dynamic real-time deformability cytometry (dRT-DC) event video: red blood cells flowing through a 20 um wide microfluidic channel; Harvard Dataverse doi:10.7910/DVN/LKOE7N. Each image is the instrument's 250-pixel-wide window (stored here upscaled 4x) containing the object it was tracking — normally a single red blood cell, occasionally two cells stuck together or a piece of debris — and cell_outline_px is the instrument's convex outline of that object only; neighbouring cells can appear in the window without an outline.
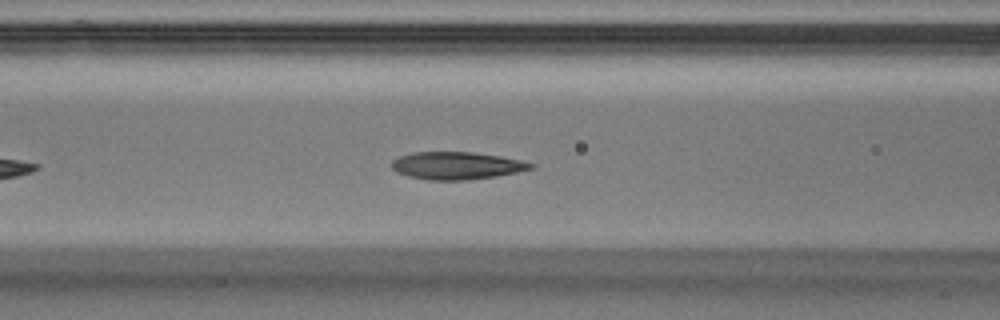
{"species": "Egyptian fruit bat (a non-hibernating species)", "species_latin": "Rousettus aegyptiacus", "temperature_condition": "warm", "stored_images_in_passage": 29, "camera_frame_rate_fps": 3000, "um_per_image_px": 0.085, "animal": {"sex": "male"}, "frame": {"image": 1, "passage_image": 10, "time_ms": 3.0, "image_size_px": [1000, 320], "cell_outline_px": [[536, 164], [532, 168], [516, 172], [496, 176], [468, 180], [428, 180], [408, 176], [396, 172], [392, 168], [392, 160], [400, 156], [412, 152], [472, 152], [500, 156], [520, 160]], "centroid_in_image_um": [38.79, 14.08], "position_along_channel_um": 127.8, "area_um2": 22.25}}
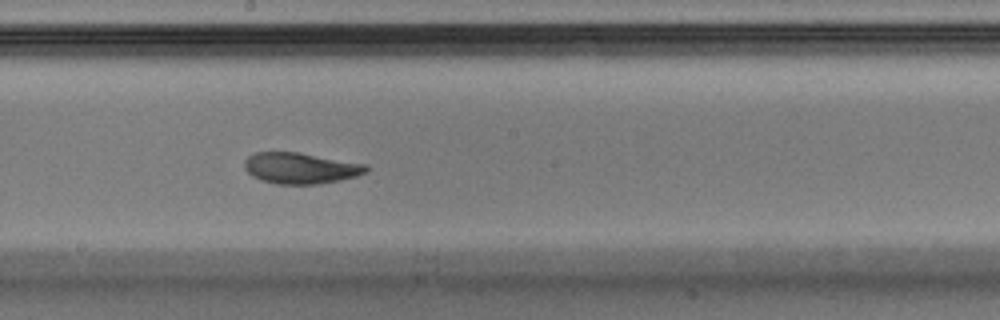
{"frame": {"image": 2, "passage_image": 17, "time_ms": 5.333, "image_size_px": [1000, 320], "cell_outline_px": [[368, 172], [356, 176], [340, 180], [316, 184], [276, 184], [260, 180], [252, 176], [244, 168], [244, 160], [248, 156], [256, 152], [296, 152], [368, 164]], "centroid_in_image_um": [25.54, 14.29], "position_along_channel_um": 222.7, "area_um2": 22.08}}
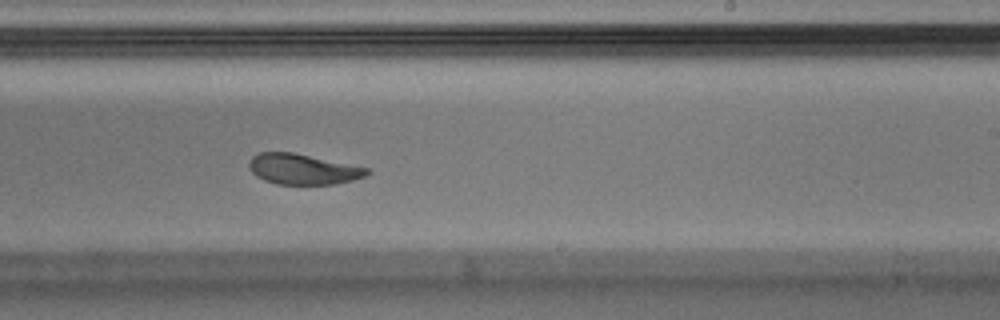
{"frame": {"image": 3, "passage_image": 20, "time_ms": 6.333, "image_size_px": [1000, 320], "cell_outline_px": [[372, 172], [364, 176], [352, 180], [332, 184], [276, 184], [264, 180], [256, 176], [252, 172], [248, 164], [252, 156], [260, 152], [292, 152], [368, 168]], "centroid_in_image_um": [25.72, 14.38], "position_along_channel_um": 263.3, "area_um2": 20.75}, "authors_computed_cell_mechanics": {"area_um2": 22.3108, "velocity_mm_per_s": 4.0707, "shape_relaxation_time_tau1_ms": 6.4158, "shape_relaxation_time_tau2_ms": 1.7694, "deformation_change_tau1": 0.2038, "deformation_change_tau2": 0.0717}}